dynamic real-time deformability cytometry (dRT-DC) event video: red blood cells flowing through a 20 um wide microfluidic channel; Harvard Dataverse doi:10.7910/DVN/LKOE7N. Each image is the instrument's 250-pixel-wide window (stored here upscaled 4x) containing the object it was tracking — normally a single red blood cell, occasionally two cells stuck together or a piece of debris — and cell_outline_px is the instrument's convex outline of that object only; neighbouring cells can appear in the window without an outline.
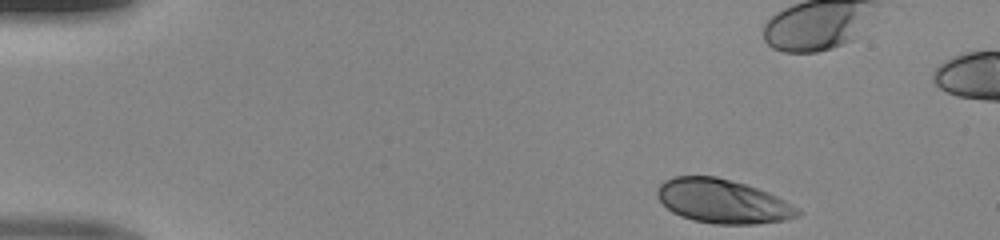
{"species": "human", "species_latin": "Homo sapiens", "temperature_condition": "room temperature", "stored_images_in_passage": 44, "camera_frame_rate_fps": 3000, "um_per_image_px": 0.085, "donor": {"sex": "male"}, "frame": {"image": 1, "passage_image": 1, "time_ms": 0.0, "image_size_px": [1000, 240], "cell_outline_px": [[804, 212], [800, 216], [784, 220], [756, 224], [716, 224], [692, 220], [680, 216], [672, 212], [656, 196], [656, 188], [664, 180], [672, 176], [716, 176], [744, 184], [768, 192], [800, 208]], "centroid_in_image_um": [61.43, 17.11], "position_along_channel_um": 23.6, "area_um2": 36.18}}
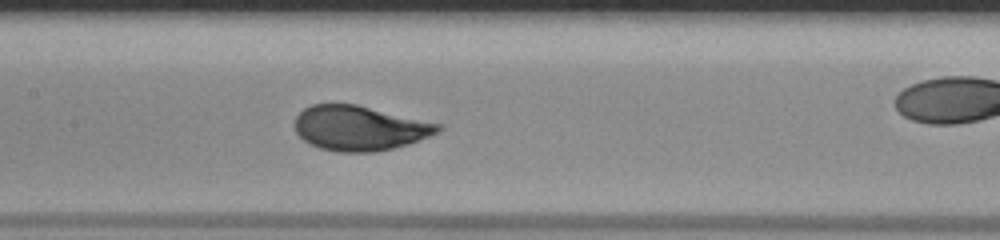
{"frame": {"image": 2, "passage_image": 19, "time_ms": 6.0, "image_size_px": [1000, 240], "cell_outline_px": [[444, 128], [440, 132], [408, 144], [376, 152], [336, 152], [320, 148], [304, 140], [296, 132], [296, 116], [304, 108], [312, 104], [356, 104], [444, 124]], "centroid_in_image_um": [30.62, 10.89], "position_along_channel_um": 176.8, "area_um2": 37.51}}
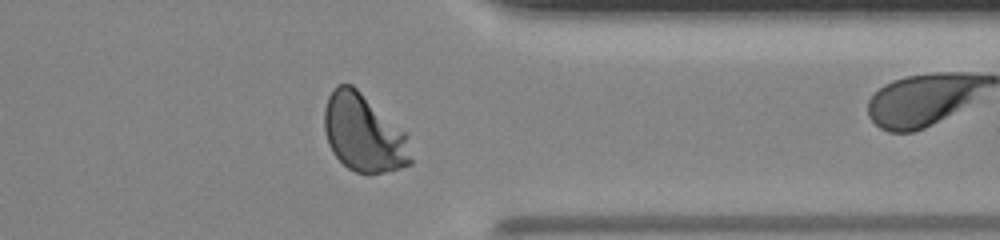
{"frame": {"image": 3, "passage_image": 34, "time_ms": 11.0, "image_size_px": [1000, 240], "cell_outline_px": [[412, 164], [400, 168], [384, 172], [356, 172], [348, 168], [332, 152], [328, 144], [324, 128], [324, 108], [328, 96], [336, 84], [352, 84], [408, 132], [412, 160]], "centroid_in_image_um": [30.94, 11.29], "position_along_channel_um": 380.5, "area_um2": 39.59}}